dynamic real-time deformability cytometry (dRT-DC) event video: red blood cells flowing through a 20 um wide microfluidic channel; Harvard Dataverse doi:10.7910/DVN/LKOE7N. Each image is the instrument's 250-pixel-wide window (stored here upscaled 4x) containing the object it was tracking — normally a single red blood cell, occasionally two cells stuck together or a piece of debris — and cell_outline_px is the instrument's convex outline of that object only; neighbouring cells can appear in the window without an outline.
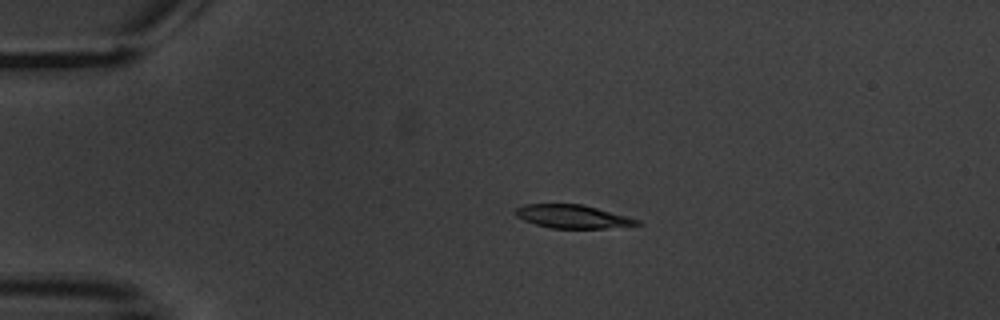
{"species": "common noctule bat (a hibernating species)", "species_latin": "Nyctalus noctula", "temperature_condition": "warm", "stored_images_in_passage": 6, "camera_frame_rate_fps": 3000, "um_per_image_px": 0.085, "animal": {"sex": "male", "body_mass_g": 20.1, "forearm_length_mm": 53.5}, "frame": {"image": 1, "passage_image": 3, "time_ms": 2.333, "image_size_px": [1000, 320], "cell_outline_px": [[644, 224], [604, 228], [552, 228], [536, 224], [524, 220], [516, 216], [516, 208], [524, 204], [584, 204], [640, 220]], "centroid_in_image_um": [48.69, 18.4], "position_along_channel_um": 36.3, "area_um2": 16.42}}
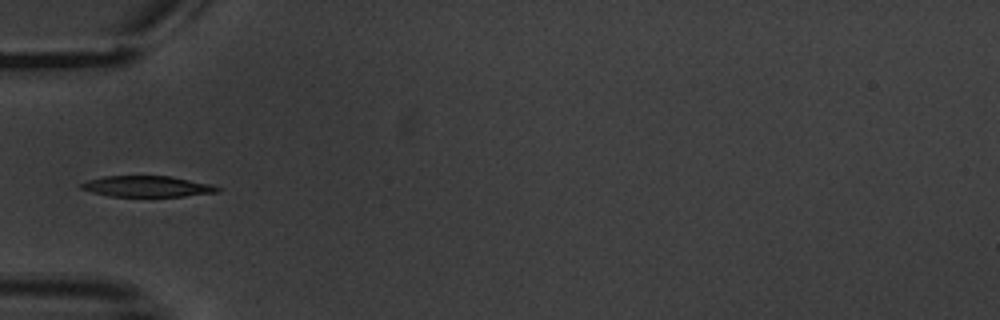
{"frame": {"image": 2, "passage_image": 5, "time_ms": 4.667, "image_size_px": [1000, 320], "cell_outline_px": [[220, 192], [184, 196], [108, 196], [92, 192], [80, 188], [80, 184], [88, 180], [104, 176], [172, 176], [212, 184], [220, 188]], "centroid_in_image_um": [12.53, 15.84], "position_along_channel_um": 72.5, "area_um2": 16.65}}